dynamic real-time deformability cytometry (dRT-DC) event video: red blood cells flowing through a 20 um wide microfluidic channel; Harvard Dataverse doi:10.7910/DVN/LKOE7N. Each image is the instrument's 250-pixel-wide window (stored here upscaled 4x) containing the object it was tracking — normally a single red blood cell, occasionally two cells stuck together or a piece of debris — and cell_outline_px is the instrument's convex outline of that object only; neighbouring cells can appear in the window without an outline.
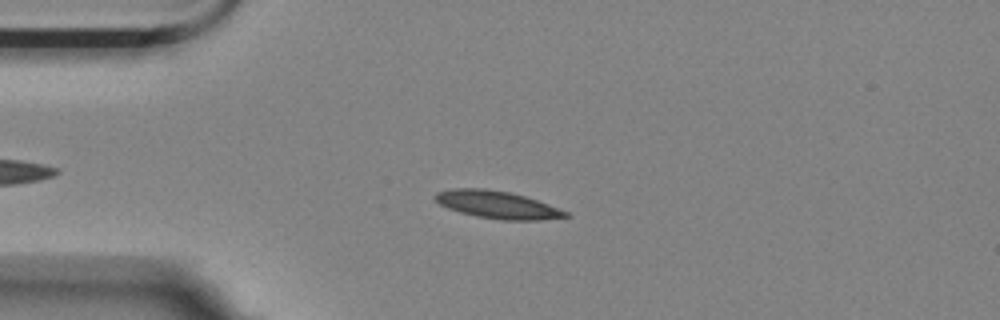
{"species": "Egyptian fruit bat (a non-hibernating species)", "species_latin": "Rousettus aegyptiacus", "temperature_condition": "room temperature", "stored_images_in_passage": 54, "camera_frame_rate_fps": 3000, "um_per_image_px": 0.085, "animal": {"sex": "female"}, "frame": {"image": 1, "passage_image": 11, "time_ms": 3.333, "image_size_px": [1000, 320], "cell_outline_px": [[568, 216], [540, 220], [500, 220], [476, 216], [460, 212], [448, 208], [440, 204], [432, 196], [436, 192], [452, 188], [484, 188], [508, 192], [524, 196], [548, 204], [568, 212]], "centroid_in_image_um": [42.22, 17.4], "position_along_channel_um": 42.8, "area_um2": 20.75}}
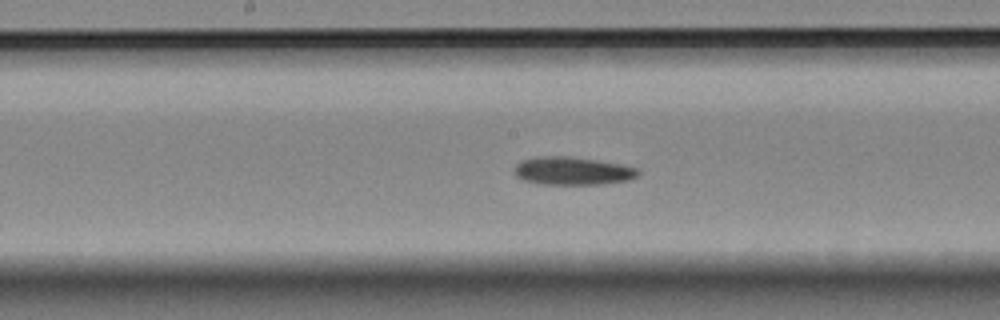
{"frame": {"image": 2, "passage_image": 26, "time_ms": 8.333, "image_size_px": [1000, 320], "cell_outline_px": [[640, 176], [628, 180], [600, 184], [540, 184], [524, 180], [516, 176], [516, 164], [520, 160], [536, 156], [568, 156], [596, 160], [620, 164], [640, 168]], "centroid_in_image_um": [48.69, 14.52], "position_along_channel_um": 199.5, "area_um2": 20.29}}
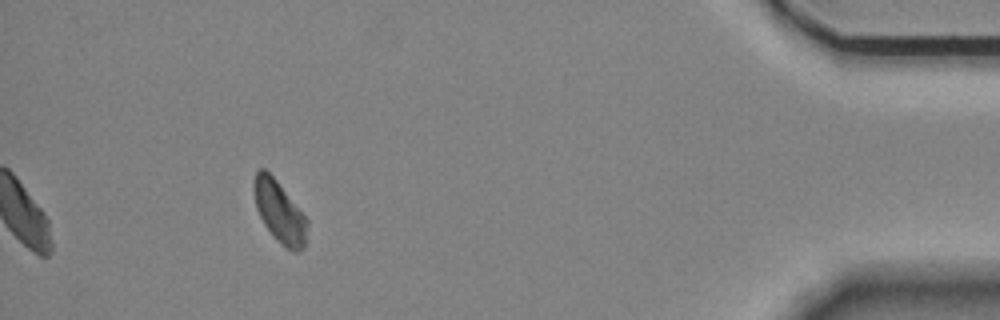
{"frame": {"image": 3, "passage_image": 49, "time_ms": 16.0, "image_size_px": [1000, 320], "cell_outline_px": [[308, 224], [304, 248], [300, 252], [292, 252], [280, 244], [276, 240], [264, 224], [256, 208], [252, 188], [252, 184], [256, 172], [260, 168], [264, 168], [276, 180], [308, 220]], "centroid_in_image_um": [23.74, 18.03], "position_along_channel_um": 411.5, "area_um2": 19.19}, "authors_computed_cell_mechanics": {"area_um2": 19.8543, "velocity_mm_per_s": 3.5258, "shape_relaxation_time_tau1_ms": 3.9011, "shape_relaxation_time_tau2_ms": null, "deformation_change_tau1": 0.09, "deformation_change_tau2": null}}